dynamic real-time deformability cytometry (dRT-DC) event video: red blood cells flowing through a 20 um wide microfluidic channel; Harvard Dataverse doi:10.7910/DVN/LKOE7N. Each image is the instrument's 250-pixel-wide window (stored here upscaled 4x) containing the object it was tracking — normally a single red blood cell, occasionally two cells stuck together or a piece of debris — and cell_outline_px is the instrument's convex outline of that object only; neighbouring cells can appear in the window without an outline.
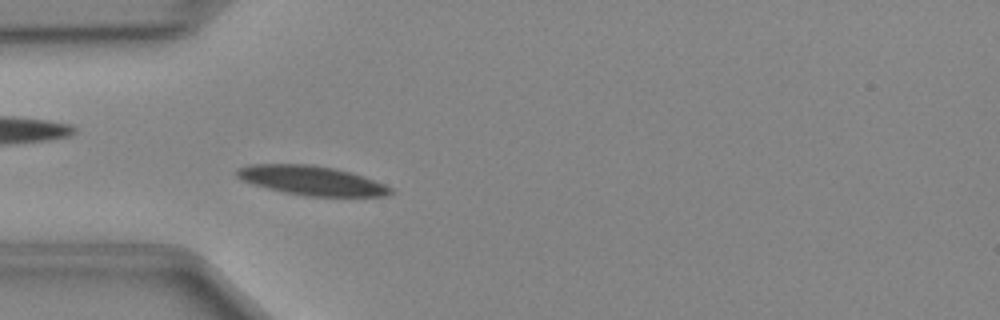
{"species": "Egyptian fruit bat (a non-hibernating species)", "species_latin": "Rousettus aegyptiacus", "temperature_condition": "cold", "stored_images_in_passage": 35, "camera_frame_rate_fps": 3000, "um_per_image_px": 0.085, "animal": {"sex": "female"}, "frame": {"image": 1, "passage_image": 1, "time_ms": 0.0, "image_size_px": [1000, 320], "cell_outline_px": [[396, 192], [388, 196], [308, 196], [284, 192], [252, 184], [240, 180], [236, 176], [236, 168], [248, 164], [312, 164], [352, 172], [364, 176], [384, 184], [392, 188]], "centroid_in_image_um": [26.48, 15.34], "position_along_channel_um": 58.5, "area_um2": 26.41}}
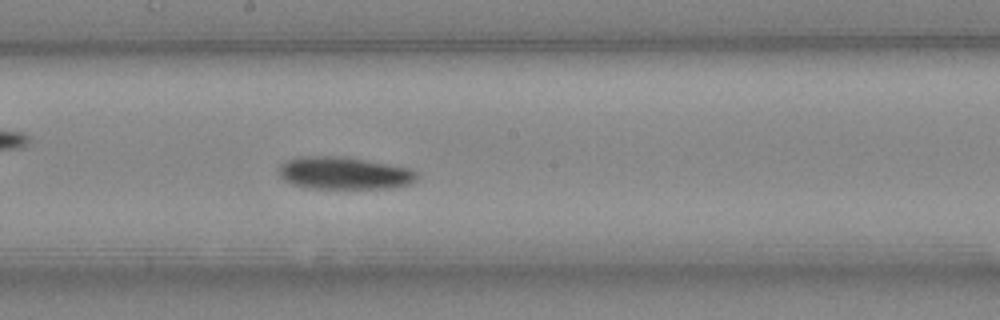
{"frame": {"image": 2, "passage_image": 13, "time_ms": 4.0, "image_size_px": [1000, 320], "cell_outline_px": [[420, 176], [412, 184], [388, 188], [312, 188], [292, 184], [284, 180], [280, 176], [280, 164], [288, 160], [300, 156], [336, 156], [364, 160], [388, 164], [408, 168], [416, 172]], "centroid_in_image_um": [29.27, 14.72], "position_along_channel_um": 218.9, "area_um2": 25.89}}
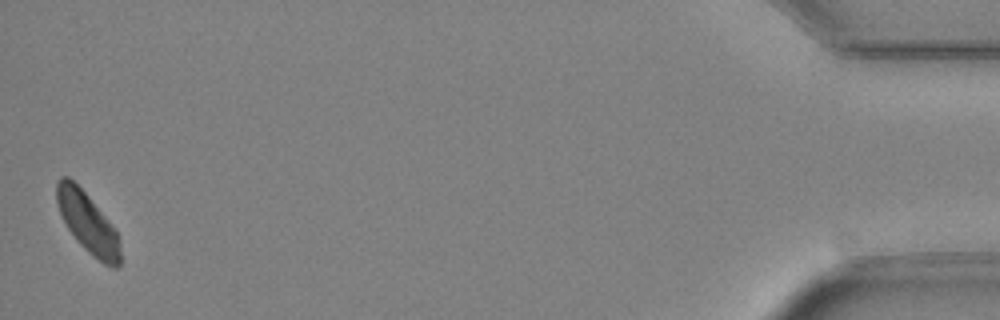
{"frame": {"image": 3, "passage_image": 35, "time_ms": 11.333, "image_size_px": [1000, 320], "cell_outline_px": [[120, 268], [112, 268], [104, 264], [92, 256], [76, 240], [68, 228], [60, 212], [56, 200], [56, 180], [60, 176], [68, 176], [88, 196], [104, 216], [116, 232], [120, 240]], "centroid_in_image_um": [7.45, 18.96], "position_along_channel_um": 427.8, "area_um2": 22.02}}